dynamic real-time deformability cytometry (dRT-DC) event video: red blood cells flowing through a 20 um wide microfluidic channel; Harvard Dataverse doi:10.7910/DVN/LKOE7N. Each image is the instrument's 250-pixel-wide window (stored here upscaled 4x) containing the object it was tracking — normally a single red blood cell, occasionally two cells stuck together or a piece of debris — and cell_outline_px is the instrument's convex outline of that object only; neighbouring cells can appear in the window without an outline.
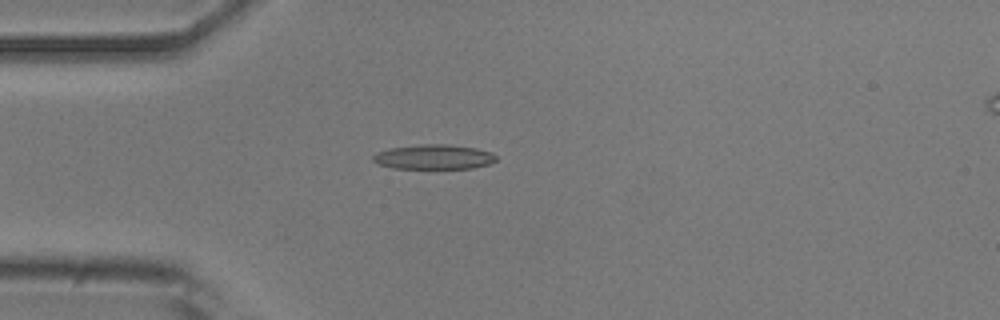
{"species": "common noctule bat (a hibernating species)", "species_latin": "Nyctalus noctula", "temperature_condition": "room temperature", "stored_images_in_passage": 19, "camera_frame_rate_fps": 3000, "um_per_image_px": 0.085, "animal": {"sex": "male", "body_mass_g": 20.5, "forearm_length_mm": 52.5}, "frame": {"image": 1, "passage_image": 5, "time_ms": 1.333, "image_size_px": [1000, 320], "cell_outline_px": [[496, 160], [488, 164], [472, 168], [392, 168], [380, 164], [372, 160], [372, 156], [376, 152], [388, 148], [420, 144], [448, 144], [476, 148], [492, 152], [496, 156]], "centroid_in_image_um": [36.85, 13.32], "position_along_channel_um": 48.1, "area_um2": 17.74}}
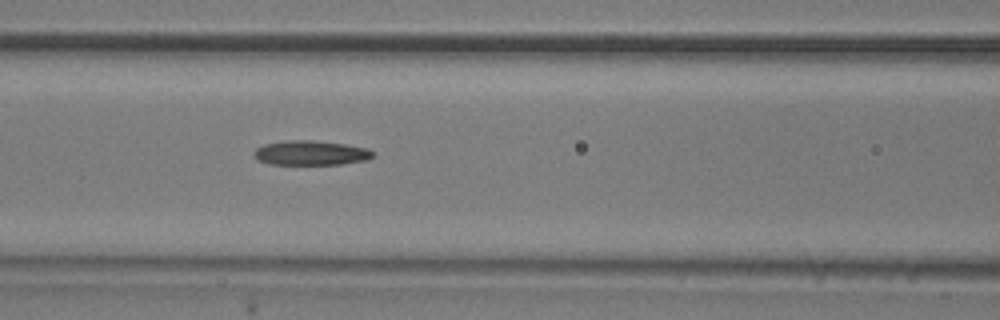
{"frame": {"image": 2, "passage_image": 13, "time_ms": 4.0, "image_size_px": [1000, 320], "cell_outline_px": [[372, 156], [368, 160], [340, 164], [268, 164], [256, 160], [252, 152], [256, 148], [264, 144], [288, 140], [312, 140], [344, 144], [368, 148], [372, 152]], "centroid_in_image_um": [26.36, 13.0], "position_along_channel_um": 140.2, "area_um2": 17.05}}
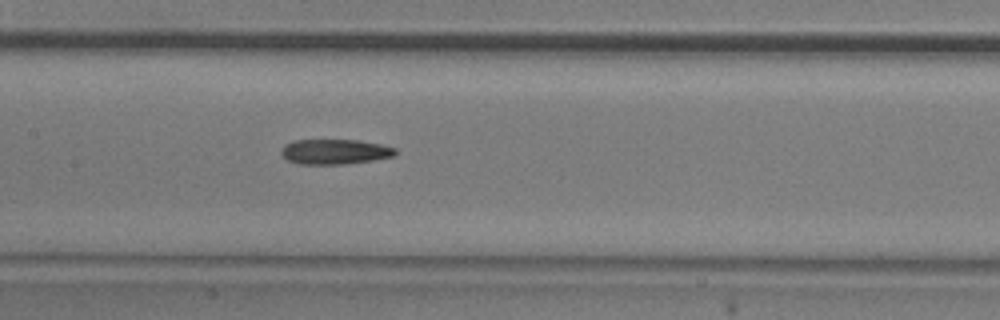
{"frame": {"image": 3, "passage_image": 16, "time_ms": 5.0, "image_size_px": [1000, 320], "cell_outline_px": [[396, 156], [372, 160], [344, 164], [300, 164], [288, 160], [280, 152], [284, 144], [292, 140], [360, 140], [380, 144], [396, 148]], "centroid_in_image_um": [28.46, 12.89], "position_along_channel_um": 178.9, "area_um2": 16.7}}